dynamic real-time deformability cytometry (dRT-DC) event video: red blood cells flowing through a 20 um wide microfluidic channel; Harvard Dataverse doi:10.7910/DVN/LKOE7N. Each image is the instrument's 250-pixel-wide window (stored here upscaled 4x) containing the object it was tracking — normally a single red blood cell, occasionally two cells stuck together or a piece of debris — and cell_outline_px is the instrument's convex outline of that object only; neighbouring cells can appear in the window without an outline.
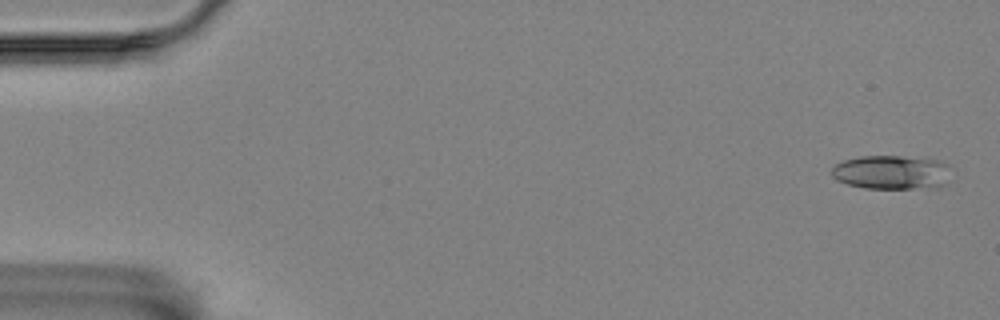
{"species": "Egyptian fruit bat (a non-hibernating species)", "species_latin": "Rousettus aegyptiacus", "temperature_condition": "room temperature", "stored_images_in_passage": 5, "camera_frame_rate_fps": 3000, "um_per_image_px": 0.085, "animal": {"sex": "female"}, "frame": {"image": 1, "passage_image": 1, "time_ms": 0.0, "image_size_px": [1000, 320], "cell_outline_px": [[952, 164], [944, 184], [936, 188], [864, 188], [848, 184], [836, 180], [832, 176], [832, 168], [836, 164], [844, 160], [860, 156], [900, 156], [940, 160]], "centroid_in_image_um": [75.81, 14.64], "position_along_channel_um": 9.2, "area_um2": 23.81}}
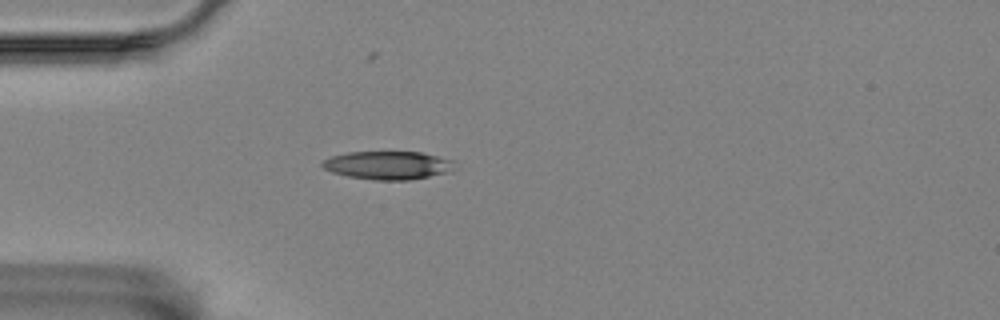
{"frame": {"image": 2, "passage_image": 5, "time_ms": 4.667, "image_size_px": [1000, 320], "cell_outline_px": [[456, 168], [452, 172], [408, 180], [376, 180], [348, 176], [332, 172], [324, 168], [320, 164], [324, 160], [332, 156], [348, 152], [420, 152], [456, 160]], "centroid_in_image_um": [33.06, 14.05], "position_along_channel_um": 51.9, "area_um2": 21.96}}